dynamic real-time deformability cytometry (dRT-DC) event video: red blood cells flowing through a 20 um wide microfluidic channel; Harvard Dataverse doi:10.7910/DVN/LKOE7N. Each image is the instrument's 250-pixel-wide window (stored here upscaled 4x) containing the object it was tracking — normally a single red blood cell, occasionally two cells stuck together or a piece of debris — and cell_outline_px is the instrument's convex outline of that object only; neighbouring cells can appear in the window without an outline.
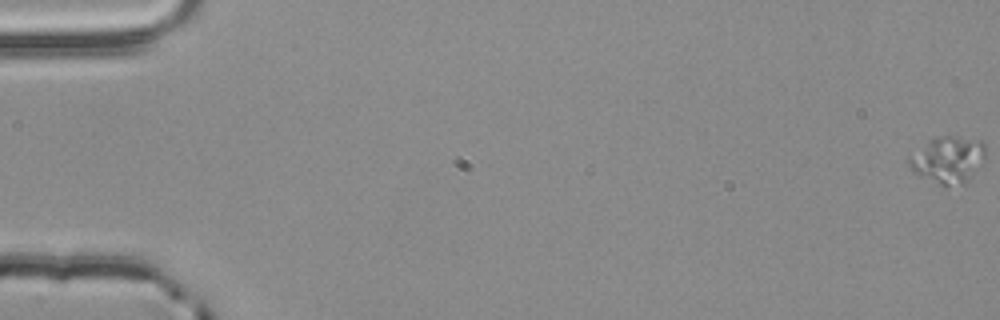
{"species": "common noctule bat (a hibernating species)", "species_latin": "Nyctalus noctula", "temperature_condition": "room temperature", "stored_images_in_passage": 5, "camera_frame_rate_fps": 3000, "um_per_image_px": 0.085, "animal": {"sex": "male", "body_mass_g": 20.4}, "frame": {"image": 1, "passage_image": 1, "time_ms": 0.0, "image_size_px": [1000, 320], "cell_outline_px": [[984, 156], [968, 180], [964, 184], [940, 184], [920, 176], [912, 172], [908, 164], [908, 156], [936, 136], [956, 136], [984, 140]], "centroid_in_image_um": [80.54, 13.54], "position_along_channel_um": 4.5, "area_um2": 20.4}}
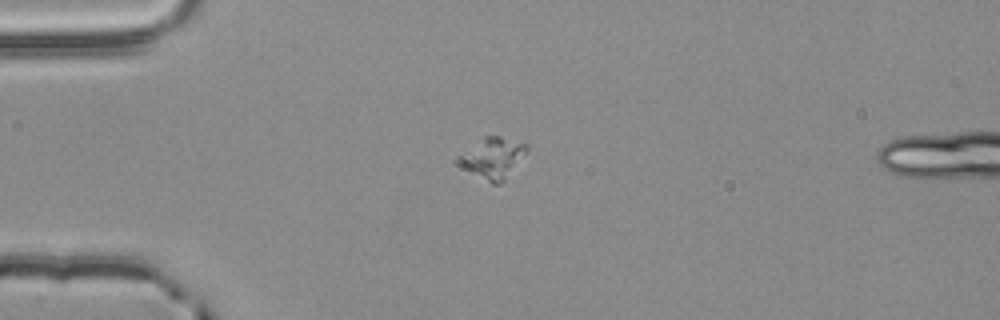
{"frame": {"image": 2, "passage_image": 4, "time_ms": 1.0, "image_size_px": [1000, 320], "cell_outline_px": [[528, 148], [504, 180], [500, 184], [492, 184], [468, 168], [464, 164], [460, 156], [484, 136], [500, 136], [528, 144]], "centroid_in_image_um": [41.98, 13.39], "position_along_channel_um": 43.0, "area_um2": 14.91}}